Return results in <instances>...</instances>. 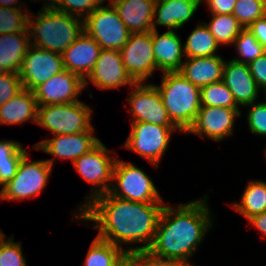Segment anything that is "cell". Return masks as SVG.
<instances>
[{"label":"cell","mask_w":266,"mask_h":266,"mask_svg":"<svg viewBox=\"0 0 266 266\" xmlns=\"http://www.w3.org/2000/svg\"><path fill=\"white\" fill-rule=\"evenodd\" d=\"M241 201L229 205L245 219L266 211V182L264 180H249L245 186Z\"/></svg>","instance_id":"cell-27"},{"label":"cell","mask_w":266,"mask_h":266,"mask_svg":"<svg viewBox=\"0 0 266 266\" xmlns=\"http://www.w3.org/2000/svg\"><path fill=\"white\" fill-rule=\"evenodd\" d=\"M201 0H158L155 3L152 30L157 26L167 27L168 31L182 28L192 19Z\"/></svg>","instance_id":"cell-20"},{"label":"cell","mask_w":266,"mask_h":266,"mask_svg":"<svg viewBox=\"0 0 266 266\" xmlns=\"http://www.w3.org/2000/svg\"><path fill=\"white\" fill-rule=\"evenodd\" d=\"M88 249L84 266H123L127 262L125 250L97 236Z\"/></svg>","instance_id":"cell-26"},{"label":"cell","mask_w":266,"mask_h":266,"mask_svg":"<svg viewBox=\"0 0 266 266\" xmlns=\"http://www.w3.org/2000/svg\"><path fill=\"white\" fill-rule=\"evenodd\" d=\"M233 45L240 57L232 58V60L239 63L249 64L266 52L249 29H243L234 40Z\"/></svg>","instance_id":"cell-32"},{"label":"cell","mask_w":266,"mask_h":266,"mask_svg":"<svg viewBox=\"0 0 266 266\" xmlns=\"http://www.w3.org/2000/svg\"><path fill=\"white\" fill-rule=\"evenodd\" d=\"M30 1L33 2L32 0H30ZM19 3H21V2H19V0H0V7H4V8L14 7L17 9H22L25 5H21ZM21 6H23V7H21Z\"/></svg>","instance_id":"cell-44"},{"label":"cell","mask_w":266,"mask_h":266,"mask_svg":"<svg viewBox=\"0 0 266 266\" xmlns=\"http://www.w3.org/2000/svg\"><path fill=\"white\" fill-rule=\"evenodd\" d=\"M222 81L229 88L236 104L242 108L258 101L259 88L252 77L248 64L232 59L225 61Z\"/></svg>","instance_id":"cell-18"},{"label":"cell","mask_w":266,"mask_h":266,"mask_svg":"<svg viewBox=\"0 0 266 266\" xmlns=\"http://www.w3.org/2000/svg\"><path fill=\"white\" fill-rule=\"evenodd\" d=\"M127 262L131 266H181L177 261L156 257L148 250L128 253Z\"/></svg>","instance_id":"cell-39"},{"label":"cell","mask_w":266,"mask_h":266,"mask_svg":"<svg viewBox=\"0 0 266 266\" xmlns=\"http://www.w3.org/2000/svg\"><path fill=\"white\" fill-rule=\"evenodd\" d=\"M259 90L266 88V52L248 64Z\"/></svg>","instance_id":"cell-40"},{"label":"cell","mask_w":266,"mask_h":266,"mask_svg":"<svg viewBox=\"0 0 266 266\" xmlns=\"http://www.w3.org/2000/svg\"><path fill=\"white\" fill-rule=\"evenodd\" d=\"M263 93H264V97H265V101H263L264 103H266V88L265 89H263Z\"/></svg>","instance_id":"cell-45"},{"label":"cell","mask_w":266,"mask_h":266,"mask_svg":"<svg viewBox=\"0 0 266 266\" xmlns=\"http://www.w3.org/2000/svg\"><path fill=\"white\" fill-rule=\"evenodd\" d=\"M43 3L38 15L35 16L31 11L29 14L30 43L38 48L62 55L83 33L84 20Z\"/></svg>","instance_id":"cell-3"},{"label":"cell","mask_w":266,"mask_h":266,"mask_svg":"<svg viewBox=\"0 0 266 266\" xmlns=\"http://www.w3.org/2000/svg\"><path fill=\"white\" fill-rule=\"evenodd\" d=\"M164 205L165 203L133 202L112 196L108 192L93 199L74 218L93 222L92 227L98 231V238L127 253L145 251L154 241ZM137 243L142 246H136ZM123 244L130 247L124 248Z\"/></svg>","instance_id":"cell-1"},{"label":"cell","mask_w":266,"mask_h":266,"mask_svg":"<svg viewBox=\"0 0 266 266\" xmlns=\"http://www.w3.org/2000/svg\"><path fill=\"white\" fill-rule=\"evenodd\" d=\"M151 37L157 70L162 73L179 71L185 55L183 43L176 31L167 30L160 35L158 30H151Z\"/></svg>","instance_id":"cell-21"},{"label":"cell","mask_w":266,"mask_h":266,"mask_svg":"<svg viewBox=\"0 0 266 266\" xmlns=\"http://www.w3.org/2000/svg\"><path fill=\"white\" fill-rule=\"evenodd\" d=\"M158 89L168 117L180 133L192 126L201 108V89L193 85L178 71L164 72Z\"/></svg>","instance_id":"cell-4"},{"label":"cell","mask_w":266,"mask_h":266,"mask_svg":"<svg viewBox=\"0 0 266 266\" xmlns=\"http://www.w3.org/2000/svg\"><path fill=\"white\" fill-rule=\"evenodd\" d=\"M51 8L85 19L108 0H45Z\"/></svg>","instance_id":"cell-34"},{"label":"cell","mask_w":266,"mask_h":266,"mask_svg":"<svg viewBox=\"0 0 266 266\" xmlns=\"http://www.w3.org/2000/svg\"><path fill=\"white\" fill-rule=\"evenodd\" d=\"M38 104L33 91L23 89L0 107V124L20 125L31 121L37 124Z\"/></svg>","instance_id":"cell-24"},{"label":"cell","mask_w":266,"mask_h":266,"mask_svg":"<svg viewBox=\"0 0 266 266\" xmlns=\"http://www.w3.org/2000/svg\"><path fill=\"white\" fill-rule=\"evenodd\" d=\"M132 85L128 99L131 122H149L161 126H174L168 117L162 97L152 83Z\"/></svg>","instance_id":"cell-11"},{"label":"cell","mask_w":266,"mask_h":266,"mask_svg":"<svg viewBox=\"0 0 266 266\" xmlns=\"http://www.w3.org/2000/svg\"><path fill=\"white\" fill-rule=\"evenodd\" d=\"M53 167L45 160L31 161L27 152L20 160L16 175L2 186L0 201L34 198L46 187Z\"/></svg>","instance_id":"cell-8"},{"label":"cell","mask_w":266,"mask_h":266,"mask_svg":"<svg viewBox=\"0 0 266 266\" xmlns=\"http://www.w3.org/2000/svg\"><path fill=\"white\" fill-rule=\"evenodd\" d=\"M30 45L29 31L0 35V72L19 74Z\"/></svg>","instance_id":"cell-25"},{"label":"cell","mask_w":266,"mask_h":266,"mask_svg":"<svg viewBox=\"0 0 266 266\" xmlns=\"http://www.w3.org/2000/svg\"><path fill=\"white\" fill-rule=\"evenodd\" d=\"M63 70L61 54L30 45L24 56L19 76L23 88L33 91L37 86Z\"/></svg>","instance_id":"cell-15"},{"label":"cell","mask_w":266,"mask_h":266,"mask_svg":"<svg viewBox=\"0 0 266 266\" xmlns=\"http://www.w3.org/2000/svg\"><path fill=\"white\" fill-rule=\"evenodd\" d=\"M84 31L102 49L119 51L131 34L110 2L97 7L84 19Z\"/></svg>","instance_id":"cell-10"},{"label":"cell","mask_w":266,"mask_h":266,"mask_svg":"<svg viewBox=\"0 0 266 266\" xmlns=\"http://www.w3.org/2000/svg\"><path fill=\"white\" fill-rule=\"evenodd\" d=\"M184 46L185 58L210 57L219 55L217 49L220 46L211 34L204 22L198 23L189 34Z\"/></svg>","instance_id":"cell-28"},{"label":"cell","mask_w":266,"mask_h":266,"mask_svg":"<svg viewBox=\"0 0 266 266\" xmlns=\"http://www.w3.org/2000/svg\"><path fill=\"white\" fill-rule=\"evenodd\" d=\"M112 182V196L133 202L165 203L148 174L130 162L117 158Z\"/></svg>","instance_id":"cell-7"},{"label":"cell","mask_w":266,"mask_h":266,"mask_svg":"<svg viewBox=\"0 0 266 266\" xmlns=\"http://www.w3.org/2000/svg\"><path fill=\"white\" fill-rule=\"evenodd\" d=\"M232 15L247 29L253 22L266 15V0H236Z\"/></svg>","instance_id":"cell-33"},{"label":"cell","mask_w":266,"mask_h":266,"mask_svg":"<svg viewBox=\"0 0 266 266\" xmlns=\"http://www.w3.org/2000/svg\"><path fill=\"white\" fill-rule=\"evenodd\" d=\"M85 89L84 80L68 71L52 76L33 90L38 106L77 102Z\"/></svg>","instance_id":"cell-17"},{"label":"cell","mask_w":266,"mask_h":266,"mask_svg":"<svg viewBox=\"0 0 266 266\" xmlns=\"http://www.w3.org/2000/svg\"><path fill=\"white\" fill-rule=\"evenodd\" d=\"M208 23L204 21L220 46L233 45L234 40L244 29L232 14H210Z\"/></svg>","instance_id":"cell-30"},{"label":"cell","mask_w":266,"mask_h":266,"mask_svg":"<svg viewBox=\"0 0 266 266\" xmlns=\"http://www.w3.org/2000/svg\"><path fill=\"white\" fill-rule=\"evenodd\" d=\"M95 128L86 132L74 134L54 135L51 139H44L32 145L33 149L43 151L54 157L46 159L53 167L55 159L71 160L72 163L80 156L90 152L101 140L95 135Z\"/></svg>","instance_id":"cell-14"},{"label":"cell","mask_w":266,"mask_h":266,"mask_svg":"<svg viewBox=\"0 0 266 266\" xmlns=\"http://www.w3.org/2000/svg\"><path fill=\"white\" fill-rule=\"evenodd\" d=\"M245 107H248L246 121L250 132L266 137V103L257 101Z\"/></svg>","instance_id":"cell-37"},{"label":"cell","mask_w":266,"mask_h":266,"mask_svg":"<svg viewBox=\"0 0 266 266\" xmlns=\"http://www.w3.org/2000/svg\"><path fill=\"white\" fill-rule=\"evenodd\" d=\"M92 82L100 90H114L136 82L127 72L119 50L102 49L90 74L84 80L85 88Z\"/></svg>","instance_id":"cell-16"},{"label":"cell","mask_w":266,"mask_h":266,"mask_svg":"<svg viewBox=\"0 0 266 266\" xmlns=\"http://www.w3.org/2000/svg\"><path fill=\"white\" fill-rule=\"evenodd\" d=\"M116 160L115 153L110 151L101 141L90 152L80 156L73 162L76 172L93 185L87 197L84 198V202L78 206L80 209H77V212H80L96 197L110 191Z\"/></svg>","instance_id":"cell-5"},{"label":"cell","mask_w":266,"mask_h":266,"mask_svg":"<svg viewBox=\"0 0 266 266\" xmlns=\"http://www.w3.org/2000/svg\"><path fill=\"white\" fill-rule=\"evenodd\" d=\"M123 266H131L128 262H126Z\"/></svg>","instance_id":"cell-46"},{"label":"cell","mask_w":266,"mask_h":266,"mask_svg":"<svg viewBox=\"0 0 266 266\" xmlns=\"http://www.w3.org/2000/svg\"><path fill=\"white\" fill-rule=\"evenodd\" d=\"M28 152L15 140H0V187L16 175L21 158Z\"/></svg>","instance_id":"cell-29"},{"label":"cell","mask_w":266,"mask_h":266,"mask_svg":"<svg viewBox=\"0 0 266 266\" xmlns=\"http://www.w3.org/2000/svg\"><path fill=\"white\" fill-rule=\"evenodd\" d=\"M247 221L250 223L251 228L253 227L257 229L262 235H264L262 237L266 238V211L252 216Z\"/></svg>","instance_id":"cell-43"},{"label":"cell","mask_w":266,"mask_h":266,"mask_svg":"<svg viewBox=\"0 0 266 266\" xmlns=\"http://www.w3.org/2000/svg\"><path fill=\"white\" fill-rule=\"evenodd\" d=\"M201 106L240 109L233 94L223 81L214 82L201 88Z\"/></svg>","instance_id":"cell-31"},{"label":"cell","mask_w":266,"mask_h":266,"mask_svg":"<svg viewBox=\"0 0 266 266\" xmlns=\"http://www.w3.org/2000/svg\"><path fill=\"white\" fill-rule=\"evenodd\" d=\"M224 63L221 55L185 58L178 72L201 89L211 83L222 81Z\"/></svg>","instance_id":"cell-23"},{"label":"cell","mask_w":266,"mask_h":266,"mask_svg":"<svg viewBox=\"0 0 266 266\" xmlns=\"http://www.w3.org/2000/svg\"><path fill=\"white\" fill-rule=\"evenodd\" d=\"M29 9L0 7V35L28 31Z\"/></svg>","instance_id":"cell-35"},{"label":"cell","mask_w":266,"mask_h":266,"mask_svg":"<svg viewBox=\"0 0 266 266\" xmlns=\"http://www.w3.org/2000/svg\"><path fill=\"white\" fill-rule=\"evenodd\" d=\"M179 130L175 126H161L149 122H131V131L122 147L137 153L156 168Z\"/></svg>","instance_id":"cell-9"},{"label":"cell","mask_w":266,"mask_h":266,"mask_svg":"<svg viewBox=\"0 0 266 266\" xmlns=\"http://www.w3.org/2000/svg\"><path fill=\"white\" fill-rule=\"evenodd\" d=\"M204 1L210 14H232L236 0H201Z\"/></svg>","instance_id":"cell-41"},{"label":"cell","mask_w":266,"mask_h":266,"mask_svg":"<svg viewBox=\"0 0 266 266\" xmlns=\"http://www.w3.org/2000/svg\"><path fill=\"white\" fill-rule=\"evenodd\" d=\"M181 266H195L193 263L191 265H181Z\"/></svg>","instance_id":"cell-47"},{"label":"cell","mask_w":266,"mask_h":266,"mask_svg":"<svg viewBox=\"0 0 266 266\" xmlns=\"http://www.w3.org/2000/svg\"><path fill=\"white\" fill-rule=\"evenodd\" d=\"M92 108L82 101L38 106L37 125L54 135L86 132L93 128Z\"/></svg>","instance_id":"cell-6"},{"label":"cell","mask_w":266,"mask_h":266,"mask_svg":"<svg viewBox=\"0 0 266 266\" xmlns=\"http://www.w3.org/2000/svg\"><path fill=\"white\" fill-rule=\"evenodd\" d=\"M102 48L85 31L62 54L64 69L83 80L92 71Z\"/></svg>","instance_id":"cell-19"},{"label":"cell","mask_w":266,"mask_h":266,"mask_svg":"<svg viewBox=\"0 0 266 266\" xmlns=\"http://www.w3.org/2000/svg\"><path fill=\"white\" fill-rule=\"evenodd\" d=\"M26 257L23 255L21 242L14 241V234L6 238L0 232V266H27Z\"/></svg>","instance_id":"cell-36"},{"label":"cell","mask_w":266,"mask_h":266,"mask_svg":"<svg viewBox=\"0 0 266 266\" xmlns=\"http://www.w3.org/2000/svg\"><path fill=\"white\" fill-rule=\"evenodd\" d=\"M247 29L266 50V15L253 22Z\"/></svg>","instance_id":"cell-42"},{"label":"cell","mask_w":266,"mask_h":266,"mask_svg":"<svg viewBox=\"0 0 266 266\" xmlns=\"http://www.w3.org/2000/svg\"><path fill=\"white\" fill-rule=\"evenodd\" d=\"M23 89L19 74L0 72V107Z\"/></svg>","instance_id":"cell-38"},{"label":"cell","mask_w":266,"mask_h":266,"mask_svg":"<svg viewBox=\"0 0 266 266\" xmlns=\"http://www.w3.org/2000/svg\"><path fill=\"white\" fill-rule=\"evenodd\" d=\"M116 9L120 19L131 34L152 30L154 0H108Z\"/></svg>","instance_id":"cell-22"},{"label":"cell","mask_w":266,"mask_h":266,"mask_svg":"<svg viewBox=\"0 0 266 266\" xmlns=\"http://www.w3.org/2000/svg\"><path fill=\"white\" fill-rule=\"evenodd\" d=\"M120 54L127 72L136 83L145 82L157 71L151 31L130 34Z\"/></svg>","instance_id":"cell-12"},{"label":"cell","mask_w":266,"mask_h":266,"mask_svg":"<svg viewBox=\"0 0 266 266\" xmlns=\"http://www.w3.org/2000/svg\"><path fill=\"white\" fill-rule=\"evenodd\" d=\"M208 196L179 203L176 208L165 203L148 251L159 258L191 265V257L214 223Z\"/></svg>","instance_id":"cell-2"},{"label":"cell","mask_w":266,"mask_h":266,"mask_svg":"<svg viewBox=\"0 0 266 266\" xmlns=\"http://www.w3.org/2000/svg\"><path fill=\"white\" fill-rule=\"evenodd\" d=\"M241 115L240 109L201 106L186 133L221 142L234 134L235 120Z\"/></svg>","instance_id":"cell-13"}]
</instances>
